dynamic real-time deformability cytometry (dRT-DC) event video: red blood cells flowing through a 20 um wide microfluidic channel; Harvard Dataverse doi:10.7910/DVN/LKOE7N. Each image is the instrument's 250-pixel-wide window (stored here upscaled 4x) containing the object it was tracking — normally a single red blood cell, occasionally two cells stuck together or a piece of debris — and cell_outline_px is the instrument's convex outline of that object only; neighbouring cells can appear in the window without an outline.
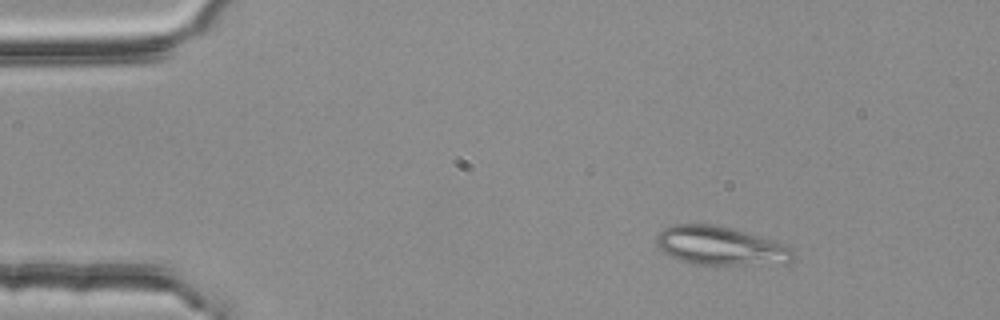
{"species": "common noctule bat (a hibernating species)", "species_latin": "Nyctalus noctula", "temperature_condition": "room temperature", "stored_images_in_passage": 2, "camera_frame_rate_fps": 3000, "um_per_image_px": 0.085, "animal": {"sex": "female", "body_mass_g": 25.1}, "frame": {"image": 1, "passage_image": 1, "time_ms": 0.0, "image_size_px": [1000, 320], "cell_outline_px": [[796, 256], [788, 264], [692, 264], [680, 260], [664, 252], [656, 244], [656, 236], [664, 228], [672, 224], [712, 224], [744, 232], [772, 240], [792, 248]], "centroid_in_image_um": [61.25, 20.91], "position_along_channel_um": 23.7, "area_um2": 30.58}}
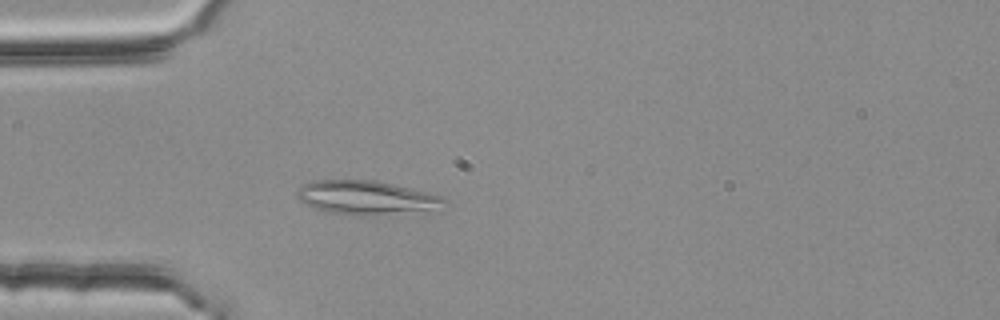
{"frame": {"image": 2, "passage_image": 2, "time_ms": 0.333, "image_size_px": [1000, 320], "cell_outline_px": [[448, 200], [424, 208], [364, 216], [328, 212], [312, 208], [304, 204], [296, 196], [296, 192], [304, 184], [312, 180], [372, 180], [392, 184], [440, 196]], "centroid_in_image_um": [30.88, 16.76], "position_along_channel_um": 54.1, "area_um2": 27.63}}